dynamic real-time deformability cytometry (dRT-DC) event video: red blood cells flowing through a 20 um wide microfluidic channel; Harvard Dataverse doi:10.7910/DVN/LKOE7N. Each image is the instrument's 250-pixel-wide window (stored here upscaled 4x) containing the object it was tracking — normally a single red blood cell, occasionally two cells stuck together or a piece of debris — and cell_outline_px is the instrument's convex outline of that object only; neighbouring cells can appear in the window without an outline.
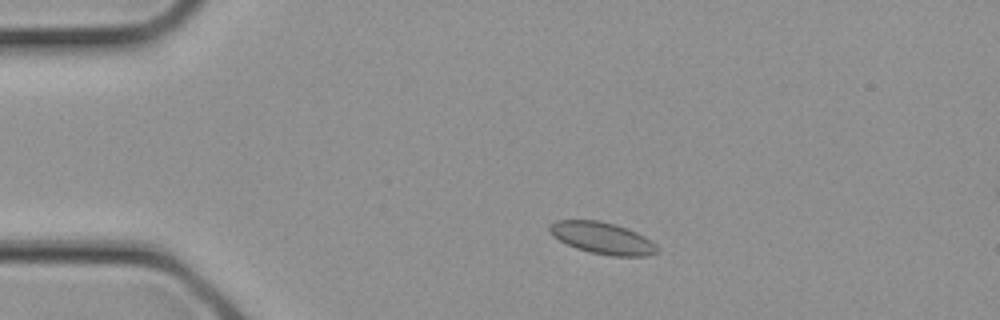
{"species": "common noctule bat (a hibernating species)", "species_latin": "Nyctalus noctula", "temperature_condition": "cold", "stored_images_in_passage": 7, "camera_frame_rate_fps": 3000, "um_per_image_px": 0.085, "animal": {"sex": "female", "body_mass_g": 21.9}, "frame": {"image": 1, "passage_image": 4, "time_ms": 1.0, "image_size_px": [1000, 320], "cell_outline_px": [[660, 252], [648, 256], [612, 256], [588, 252], [576, 248], [552, 236], [548, 228], [548, 224], [556, 220], [596, 220], [616, 224], [628, 228], [644, 236], [656, 244], [660, 248]], "centroid_in_image_um": [51.22, 20.24], "position_along_channel_um": 33.8, "area_um2": 20.17}}